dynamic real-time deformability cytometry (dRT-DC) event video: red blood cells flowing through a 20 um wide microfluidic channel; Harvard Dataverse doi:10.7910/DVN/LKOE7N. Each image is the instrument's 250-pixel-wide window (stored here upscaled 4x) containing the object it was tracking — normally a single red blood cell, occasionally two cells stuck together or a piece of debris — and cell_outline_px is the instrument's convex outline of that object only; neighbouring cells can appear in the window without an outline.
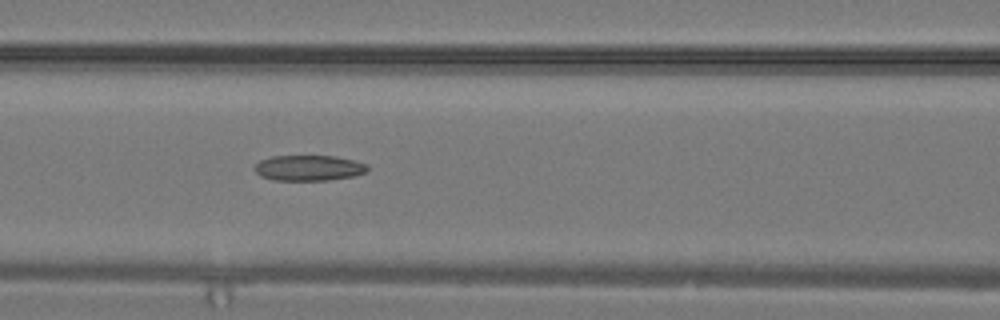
{"species": "common noctule bat (a hibernating species)", "species_latin": "Nyctalus noctula", "temperature_condition": "warm", "stored_images_in_passage": 14, "camera_frame_rate_fps": 3000, "um_per_image_px": 0.085, "animal": {"sex": "male", "body_mass_g": 19.2, "forearm_length_mm": 51.8}, "frame": {"image": 1, "passage_image": 14, "time_ms": 4.333, "image_size_px": [1000, 320], "cell_outline_px": [[368, 172], [352, 176], [328, 180], [272, 180], [260, 176], [252, 168], [260, 160], [272, 156], [336, 156], [356, 160], [368, 164]], "centroid_in_image_um": [26.25, 14.27], "position_along_channel_um": 140.3, "area_um2": 16.99}}